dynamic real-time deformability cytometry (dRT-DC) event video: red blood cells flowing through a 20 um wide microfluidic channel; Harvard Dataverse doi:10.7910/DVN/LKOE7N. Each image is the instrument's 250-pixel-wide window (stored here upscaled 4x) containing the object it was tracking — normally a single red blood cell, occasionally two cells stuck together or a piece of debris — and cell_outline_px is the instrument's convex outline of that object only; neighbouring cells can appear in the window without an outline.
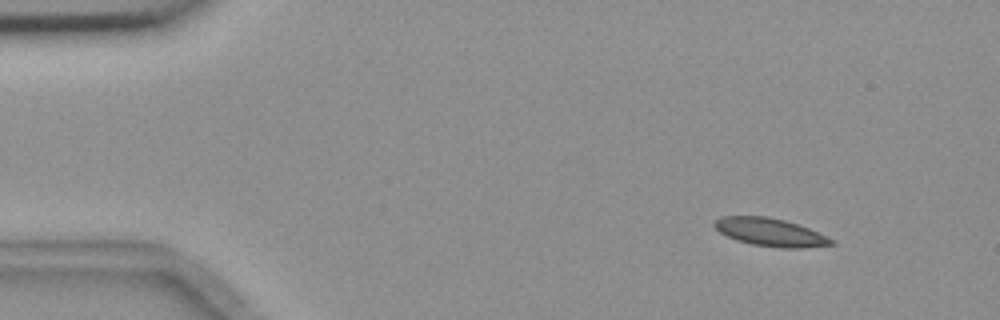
{"species": "common noctule bat (a hibernating species)", "species_latin": "Nyctalus noctula", "temperature_condition": "room temperature", "stored_images_in_passage": 4, "camera_frame_rate_fps": 3000, "um_per_image_px": 0.085, "animal": {"sex": "female", "body_mass_g": 18.4}, "frame": {"image": 1, "passage_image": 1, "time_ms": 0.0, "image_size_px": [1000, 320], "cell_outline_px": [[836, 244], [804, 248], [780, 248], [752, 244], [736, 240], [720, 232], [712, 224], [712, 220], [720, 216], [768, 216], [800, 224], [836, 240]], "centroid_in_image_um": [65.49, 19.73], "position_along_channel_um": 19.5, "area_um2": 19.36}}
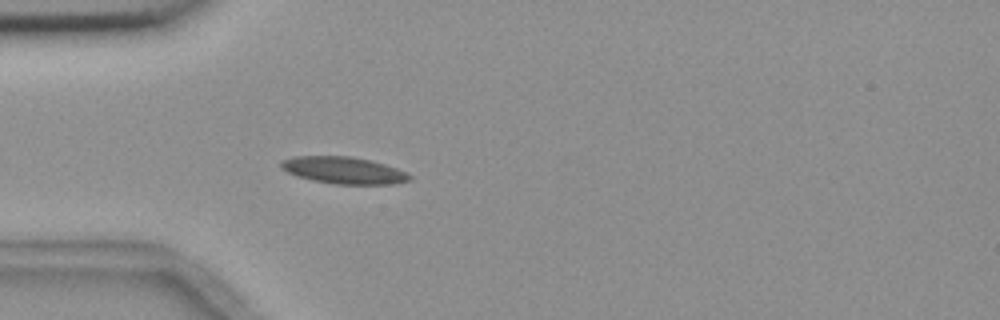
{"frame": {"image": 2, "passage_image": 4, "time_ms": 3.333, "image_size_px": [1000, 320], "cell_outline_px": [[412, 180], [396, 184], [336, 184], [312, 180], [296, 176], [280, 168], [280, 160], [296, 156], [348, 156], [372, 160], [408, 172], [412, 176]], "centroid_in_image_um": [29.23, 14.48], "position_along_channel_um": 55.8, "area_um2": 20.35}}